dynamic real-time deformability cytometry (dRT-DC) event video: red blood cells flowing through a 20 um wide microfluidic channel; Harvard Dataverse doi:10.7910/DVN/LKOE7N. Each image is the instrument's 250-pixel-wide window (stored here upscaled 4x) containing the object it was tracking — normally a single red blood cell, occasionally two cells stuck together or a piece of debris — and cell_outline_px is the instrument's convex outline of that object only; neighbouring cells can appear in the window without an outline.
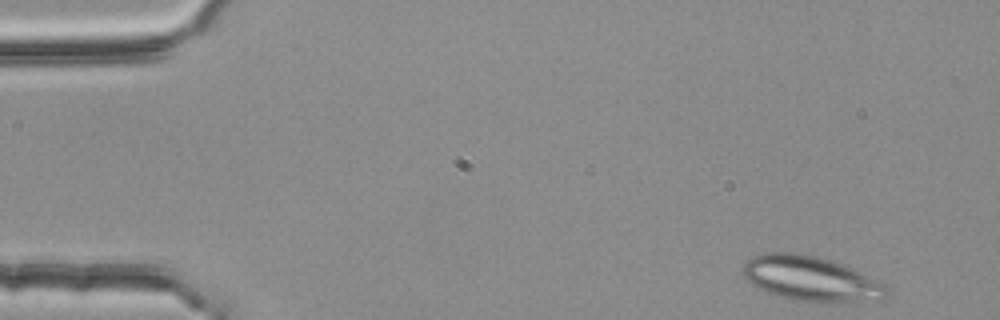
{"species": "common noctule bat (a hibernating species)", "species_latin": "Nyctalus noctula", "temperature_condition": "room temperature", "stored_images_in_passage": 48, "segment_of_instrument_passage": [1, 2], "camera_frame_rate_fps": 3000, "um_per_image_px": 0.085, "animal": {"sex": "female", "body_mass_g": 25.1}, "frame": {"image": 1, "passage_image": 1, "time_ms": 0.0, "image_size_px": [1000, 320], "cell_outline_px": [[888, 296], [884, 300], [856, 304], [820, 304], [792, 300], [776, 296], [752, 284], [744, 276], [744, 264], [752, 256], [764, 252], [800, 252], [832, 260], [844, 264], [884, 284], [888, 288]], "centroid_in_image_um": [69.02, 23.74], "position_along_channel_um": 16.0, "area_um2": 38.84}}